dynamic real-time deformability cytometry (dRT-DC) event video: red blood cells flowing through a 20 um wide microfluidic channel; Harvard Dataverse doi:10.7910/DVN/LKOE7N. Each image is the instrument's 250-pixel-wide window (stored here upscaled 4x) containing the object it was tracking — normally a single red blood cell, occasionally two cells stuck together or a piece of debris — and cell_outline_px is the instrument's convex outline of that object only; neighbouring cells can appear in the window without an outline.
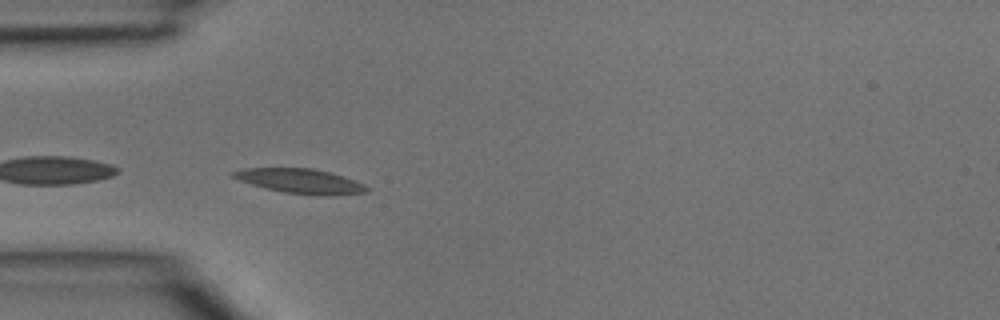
{"species": "common noctule bat (a hibernating species)", "species_latin": "Nyctalus noctula", "temperature_condition": "room temperature", "stored_images_in_passage": 3, "camera_frame_rate_fps": 3000, "um_per_image_px": 0.085, "animal": {"sex": "male", "body_mass_g": 15.6}, "frame": {"image": 1, "passage_image": 3, "time_ms": 0.667, "image_size_px": [1000, 320], "cell_outline_px": [[368, 192], [332, 196], [320, 196], [284, 192], [264, 188], [240, 180], [232, 176], [228, 172], [244, 168], [312, 168], [344, 176], [364, 184], [368, 188]], "centroid_in_image_um": [25.54, 15.4], "position_along_channel_um": 59.5, "area_um2": 19.25}}